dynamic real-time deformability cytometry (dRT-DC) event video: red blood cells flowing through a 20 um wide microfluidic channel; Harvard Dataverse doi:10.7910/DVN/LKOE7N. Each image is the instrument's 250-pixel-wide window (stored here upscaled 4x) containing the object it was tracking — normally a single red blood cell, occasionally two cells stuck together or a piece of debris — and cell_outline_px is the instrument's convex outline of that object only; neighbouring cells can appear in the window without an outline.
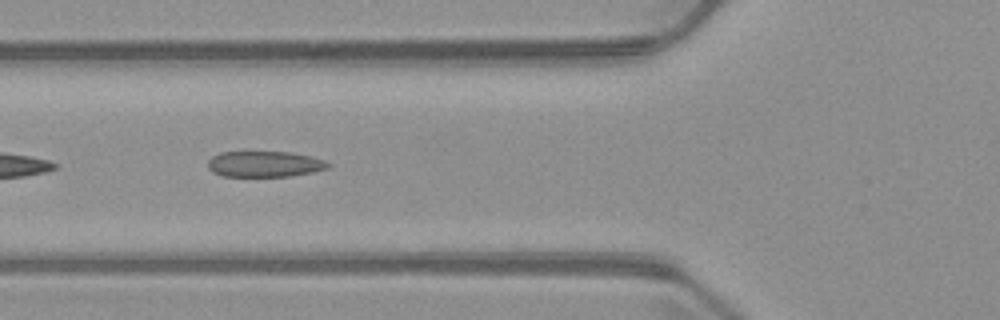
{"species": "common noctule bat (a hibernating species)", "species_latin": "Nyctalus noctula", "temperature_condition": "warm", "stored_images_in_passage": 6, "camera_frame_rate_fps": 3000, "um_per_image_px": 0.085, "animal": {"sex": "male", "body_mass_g": 23.1, "forearm_length_mm": 52.7}, "frame": {"image": 1, "passage_image": 4, "time_ms": 4.667, "image_size_px": [1000, 320], "cell_outline_px": [[332, 164], [328, 168], [312, 172], [288, 176], [224, 176], [212, 172], [208, 168], [208, 160], [212, 156], [220, 152], [288, 152], [312, 156], [324, 160]], "centroid_in_image_um": [22.49, 13.94], "position_along_channel_um": 103.3, "area_um2": 18.09}}
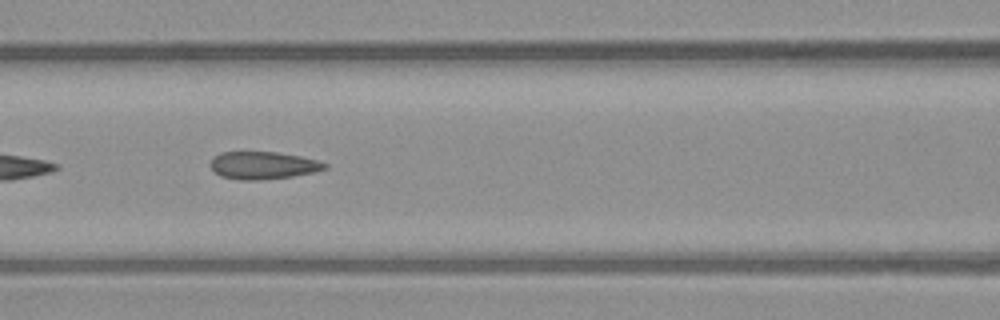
{"frame": {"image": 2, "passage_image": 5, "time_ms": 5.667, "image_size_px": [1000, 320], "cell_outline_px": [[328, 168], [312, 172], [292, 176], [264, 180], [240, 180], [220, 176], [208, 164], [220, 152], [276, 152], [300, 156], [320, 160], [328, 164]], "centroid_in_image_um": [22.38, 14.06], "position_along_channel_um": 144.2, "area_um2": 18.38}}
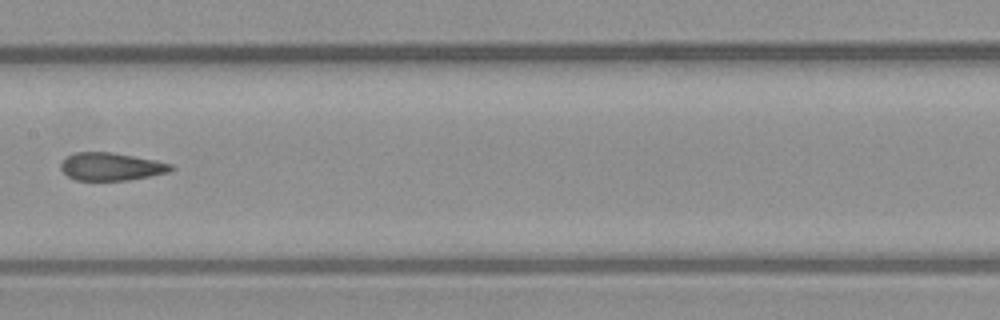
{"frame": {"image": 3, "passage_image": 6, "time_ms": 7.0, "image_size_px": [1000, 320], "cell_outline_px": [[176, 168], [168, 172], [128, 180], [76, 180], [68, 176], [60, 168], [60, 164], [68, 156], [76, 152], [112, 152], [156, 160], [172, 164]], "centroid_in_image_um": [9.46, 14.15], "position_along_channel_um": 197.9, "area_um2": 17.74}}